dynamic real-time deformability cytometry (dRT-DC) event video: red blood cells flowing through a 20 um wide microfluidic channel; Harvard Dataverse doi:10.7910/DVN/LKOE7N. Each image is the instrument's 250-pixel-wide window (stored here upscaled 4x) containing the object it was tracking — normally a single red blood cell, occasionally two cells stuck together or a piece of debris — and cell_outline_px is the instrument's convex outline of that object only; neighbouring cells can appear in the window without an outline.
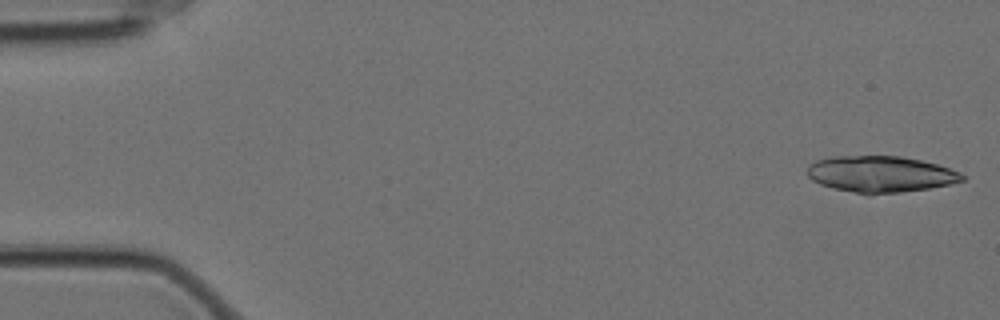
{"species": "Egyptian fruit bat (a non-hibernating species)", "species_latin": "Rousettus aegyptiacus", "temperature_condition": "cold", "stored_images_in_passage": 13, "camera_frame_rate_fps": 3000, "um_per_image_px": 0.085, "animal": {"sex": "female"}, "frame": {"image": 1, "passage_image": 1, "time_ms": 0.0, "image_size_px": [1000, 320], "cell_outline_px": [[964, 180], [948, 184], [928, 188], [900, 192], [868, 196], [832, 188], [820, 184], [812, 180], [808, 176], [808, 164], [816, 160], [832, 156], [900, 156], [920, 160], [936, 164], [960, 172], [964, 176]], "centroid_in_image_um": [74.79, 14.81], "position_along_channel_um": 10.2, "area_um2": 32.95}}